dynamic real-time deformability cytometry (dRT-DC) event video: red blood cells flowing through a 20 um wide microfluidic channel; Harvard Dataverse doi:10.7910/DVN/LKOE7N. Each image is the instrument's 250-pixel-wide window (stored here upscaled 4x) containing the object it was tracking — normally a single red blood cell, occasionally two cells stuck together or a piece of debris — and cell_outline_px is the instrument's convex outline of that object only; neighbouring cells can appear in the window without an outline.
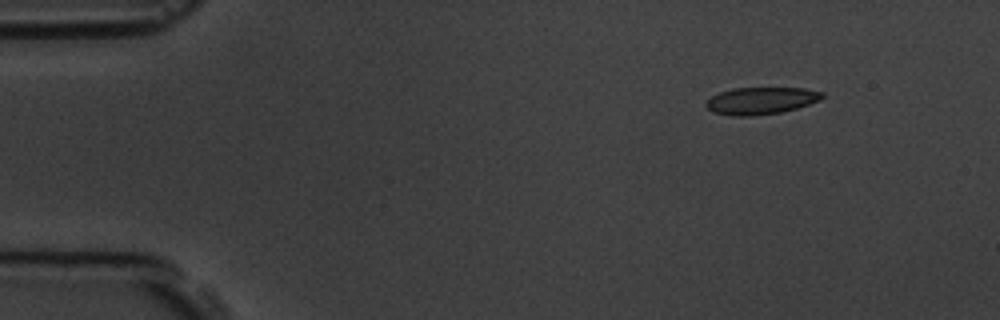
{"species": "common noctule bat (a hibernating species)", "species_latin": "Nyctalus noctula", "temperature_condition": "room temperature", "stored_images_in_passage": 11, "camera_frame_rate_fps": 3000, "um_per_image_px": 0.085, "animal": {"sex": "male", "body_mass_g": 19.5, "forearm_length_mm": 54.6}, "frame": {"image": 1, "passage_image": 2, "time_ms": 2.0, "image_size_px": [1000, 320], "cell_outline_px": [[824, 96], [820, 100], [796, 108], [780, 112], [752, 116], [732, 116], [712, 112], [704, 104], [712, 96], [720, 92], [732, 88], [804, 88], [824, 92]], "centroid_in_image_um": [64.67, 8.56], "position_along_channel_um": 20.3, "area_um2": 18.32}}
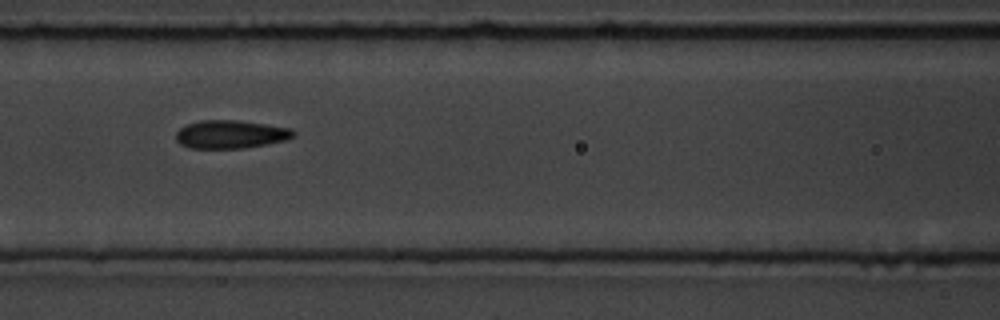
{"frame": {"image": 2, "passage_image": 7, "time_ms": 7.667, "image_size_px": [1000, 320], "cell_outline_px": [[296, 136], [288, 140], [244, 148], [192, 148], [180, 144], [176, 140], [176, 132], [180, 128], [188, 124], [200, 120], [236, 120], [292, 128], [296, 132]], "centroid_in_image_um": [19.64, 11.42], "position_along_channel_um": 147.0, "area_um2": 19.36}}
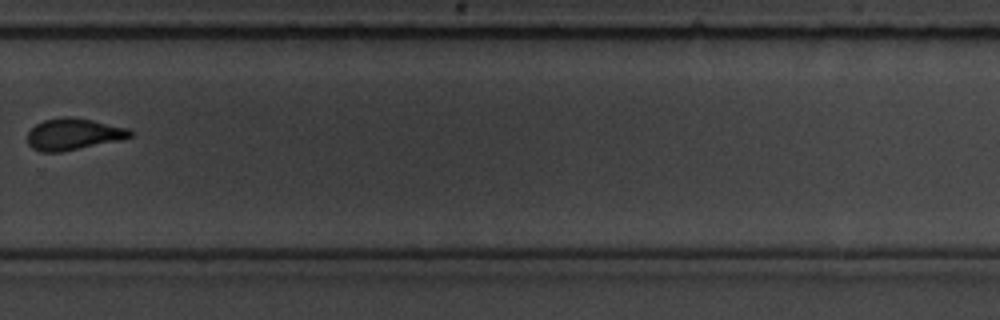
{"frame": {"image": 3, "passage_image": 11, "time_ms": 12.333, "image_size_px": [1000, 320], "cell_outline_px": [[132, 136], [120, 140], [60, 152], [40, 152], [32, 148], [28, 144], [28, 132], [36, 124], [44, 120], [68, 116], [72, 116], [132, 128]], "centroid_in_image_um": [6.26, 11.4], "position_along_channel_um": 323.5, "area_um2": 18.96}}